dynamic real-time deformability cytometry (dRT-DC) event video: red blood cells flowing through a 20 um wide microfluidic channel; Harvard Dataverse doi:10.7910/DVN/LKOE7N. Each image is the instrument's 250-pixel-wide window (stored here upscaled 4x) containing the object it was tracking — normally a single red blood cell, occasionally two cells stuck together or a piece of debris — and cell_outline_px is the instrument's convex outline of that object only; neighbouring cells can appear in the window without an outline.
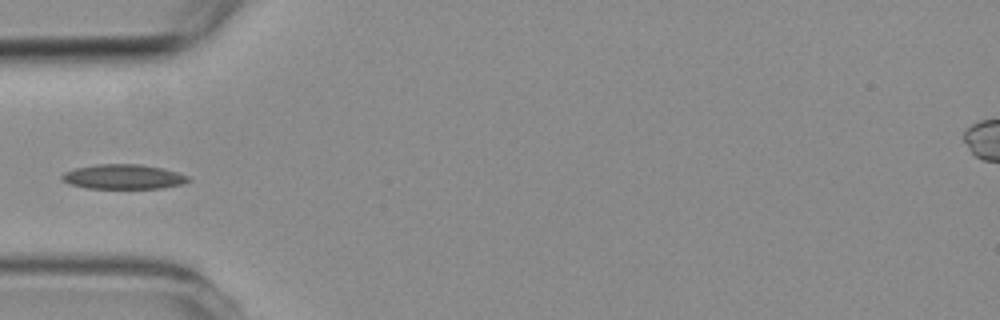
{"species": "common noctule bat (a hibernating species)", "species_latin": "Nyctalus noctula", "temperature_condition": "room temperature", "stored_images_in_passage": 2, "camera_frame_rate_fps": 3000, "um_per_image_px": 0.085, "animal": {"sex": "female", "body_mass_g": 19.3, "forearm_length_mm": 54.1}, "frame": {"image": 1, "passage_image": 2, "time_ms": 1.333, "image_size_px": [1000, 320], "cell_outline_px": [[192, 180], [184, 184], [160, 188], [88, 188], [68, 184], [60, 180], [60, 176], [64, 172], [76, 168], [96, 164], [140, 164], [164, 168], [188, 176]], "centroid_in_image_um": [10.48, 15.02], "position_along_channel_um": 74.5, "area_um2": 18.32}}